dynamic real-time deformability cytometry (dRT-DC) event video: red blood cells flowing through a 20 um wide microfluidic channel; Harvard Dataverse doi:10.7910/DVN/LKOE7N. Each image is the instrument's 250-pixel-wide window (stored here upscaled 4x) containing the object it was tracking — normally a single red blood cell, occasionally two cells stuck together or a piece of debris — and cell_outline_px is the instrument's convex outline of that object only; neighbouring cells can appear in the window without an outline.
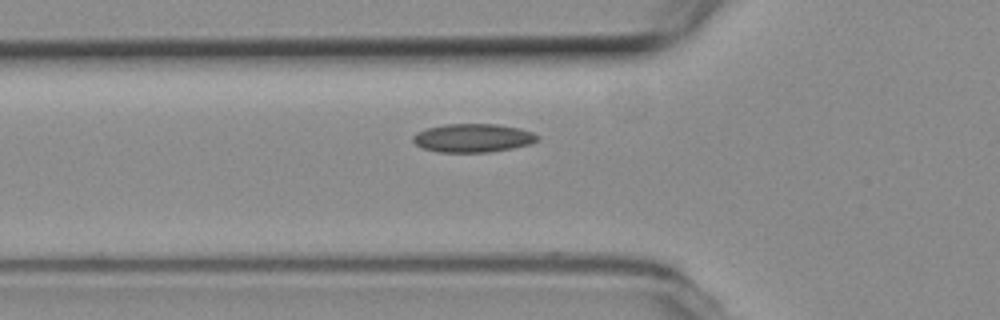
{"species": "common noctule bat (a hibernating species)", "species_latin": "Nyctalus noctula", "temperature_condition": "room temperature", "stored_images_in_passage": 30, "camera_frame_rate_fps": 3000, "um_per_image_px": 0.085, "animal": {"sex": "female", "body_mass_g": 19.3, "forearm_length_mm": 54.1}, "frame": {"image": 1, "passage_image": 2, "time_ms": 0.333, "image_size_px": [1000, 320], "cell_outline_px": [[540, 140], [532, 144], [512, 148], [488, 152], [436, 152], [424, 148], [416, 144], [412, 140], [412, 136], [416, 132], [428, 128], [444, 124], [496, 124], [520, 128], [532, 132], [540, 136]], "centroid_in_image_um": [40.23, 11.73], "position_along_channel_um": 85.6, "area_um2": 20.81}}
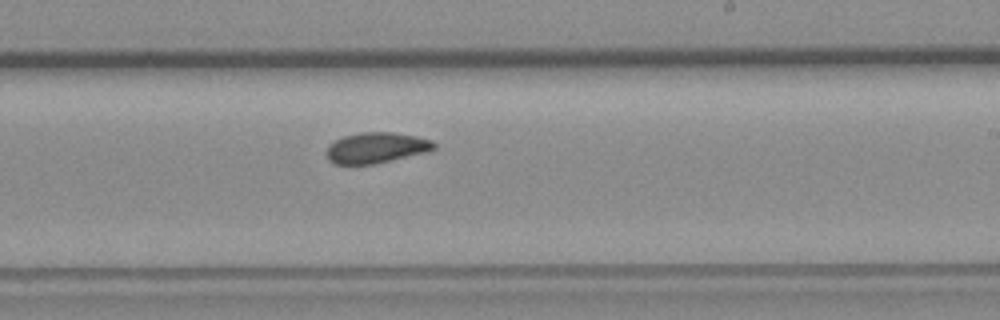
{"frame": {"image": 2, "passage_image": 16, "time_ms": 5.0, "image_size_px": [1000, 320], "cell_outline_px": [[436, 148], [428, 152], [372, 164], [336, 164], [328, 160], [328, 144], [344, 136], [360, 132], [392, 132], [416, 136], [432, 140], [436, 144]], "centroid_in_image_um": [32.01, 12.55], "position_along_channel_um": 257.0, "area_um2": 19.13}}
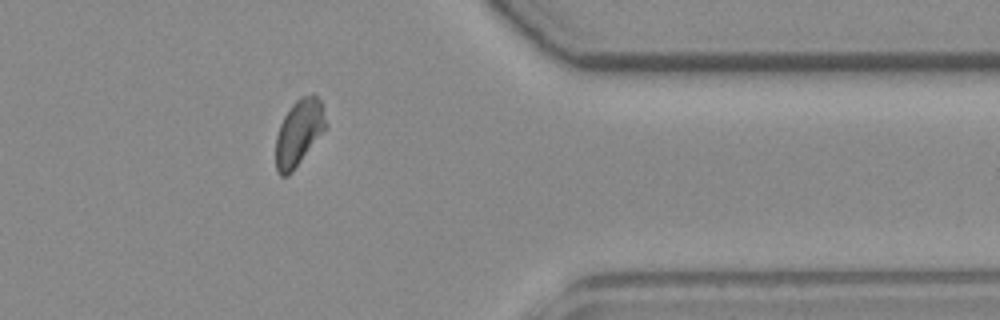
{"frame": {"image": 3, "passage_image": 28, "time_ms": 9.0, "image_size_px": [1000, 320], "cell_outline_px": [[328, 128], [292, 172], [288, 176], [280, 176], [276, 172], [276, 136], [280, 124], [284, 116], [292, 104], [300, 96], [312, 92], [320, 100], [328, 124]], "centroid_in_image_um": [25.43, 11.26], "position_along_channel_um": 386.0, "area_um2": 19.71}}